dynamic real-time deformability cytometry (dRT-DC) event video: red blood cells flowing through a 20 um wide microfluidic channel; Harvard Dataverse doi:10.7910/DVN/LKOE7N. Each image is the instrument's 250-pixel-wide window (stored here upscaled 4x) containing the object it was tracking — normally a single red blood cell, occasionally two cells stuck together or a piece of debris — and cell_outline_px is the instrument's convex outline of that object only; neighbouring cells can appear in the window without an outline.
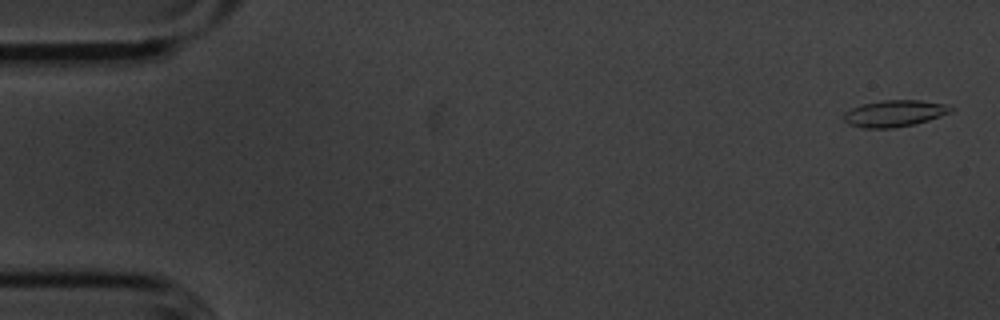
{"species": "common noctule bat (a hibernating species)", "species_latin": "Nyctalus noctula", "temperature_condition": "cold", "stored_images_in_passage": 7, "camera_frame_rate_fps": 3000, "um_per_image_px": 0.085, "animal": {"sex": "male", "body_mass_g": 20.1, "forearm_length_mm": 53.5}, "frame": {"image": 1, "passage_image": 1, "time_ms": 0.0, "image_size_px": [1000, 320], "cell_outline_px": [[956, 108], [940, 116], [928, 120], [912, 124], [892, 128], [864, 128], [848, 124], [844, 120], [844, 112], [852, 108], [864, 104], [884, 100], [920, 100], [944, 104]], "centroid_in_image_um": [76.01, 9.64], "position_along_channel_um": 9.0, "area_um2": 16.3}}